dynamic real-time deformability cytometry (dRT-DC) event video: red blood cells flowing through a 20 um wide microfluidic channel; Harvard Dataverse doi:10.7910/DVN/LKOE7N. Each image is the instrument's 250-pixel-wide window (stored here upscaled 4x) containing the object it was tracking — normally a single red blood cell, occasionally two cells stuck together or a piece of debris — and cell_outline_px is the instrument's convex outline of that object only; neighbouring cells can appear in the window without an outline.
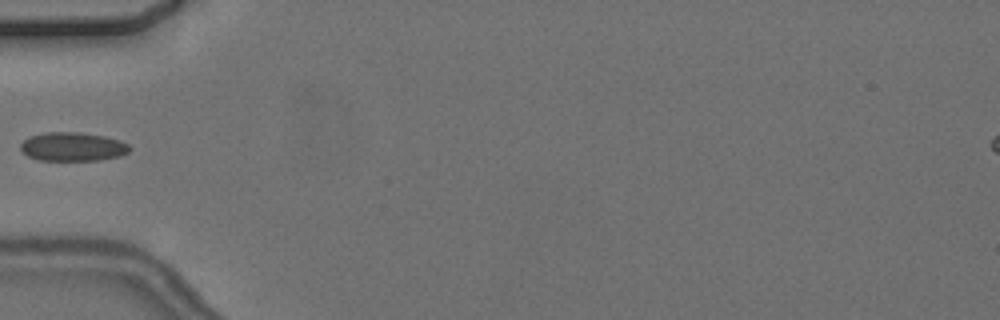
{"species": "common noctule bat (a hibernating species)", "species_latin": "Nyctalus noctula", "temperature_condition": "cold", "stored_images_in_passage": 7, "segment_of_instrument_passage": [2, 2], "camera_frame_rate_fps": 3000, "um_per_image_px": 0.085, "animal": {"sex": "female", "body_mass_g": 24.6, "forearm_length_mm": 56.2}, "frame": {"image": 1, "passage_image": 6, "time_ms": 6.0, "image_size_px": [1000, 320], "cell_outline_px": [[132, 148], [128, 152], [120, 156], [100, 160], [36, 160], [28, 156], [20, 148], [20, 144], [24, 140], [32, 136], [44, 132], [80, 132], [104, 136], [120, 140], [128, 144]], "centroid_in_image_um": [6.2, 12.47], "position_along_channel_um": 78.8, "area_um2": 18.32}}